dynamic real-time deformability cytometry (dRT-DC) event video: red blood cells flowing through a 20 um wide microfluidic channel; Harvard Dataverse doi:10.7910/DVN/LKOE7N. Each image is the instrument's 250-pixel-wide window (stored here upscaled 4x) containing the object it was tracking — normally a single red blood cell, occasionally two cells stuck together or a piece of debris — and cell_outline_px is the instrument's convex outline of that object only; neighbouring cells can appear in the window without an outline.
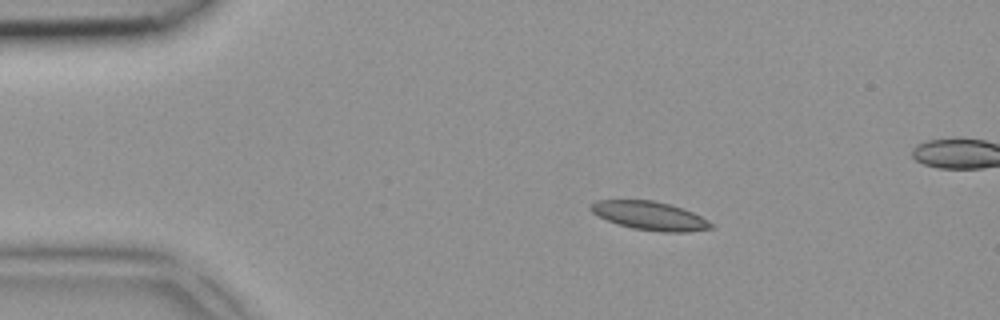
{"species": "common noctule bat (a hibernating species)", "species_latin": "Nyctalus noctula", "temperature_condition": "room temperature", "stored_images_in_passage": 3, "camera_frame_rate_fps": 3000, "um_per_image_px": 0.085, "animal": {"sex": "female", "body_mass_g": 18.4}, "frame": {"image": 1, "passage_image": 1, "time_ms": 0.0, "image_size_px": [1000, 320], "cell_outline_px": [[712, 228], [688, 232], [660, 232], [632, 228], [608, 220], [592, 212], [588, 208], [588, 204], [596, 200], [652, 200], [668, 204], [692, 212], [708, 220], [712, 224]], "centroid_in_image_um": [55.2, 18.33], "position_along_channel_um": 29.8, "area_um2": 19.83}}